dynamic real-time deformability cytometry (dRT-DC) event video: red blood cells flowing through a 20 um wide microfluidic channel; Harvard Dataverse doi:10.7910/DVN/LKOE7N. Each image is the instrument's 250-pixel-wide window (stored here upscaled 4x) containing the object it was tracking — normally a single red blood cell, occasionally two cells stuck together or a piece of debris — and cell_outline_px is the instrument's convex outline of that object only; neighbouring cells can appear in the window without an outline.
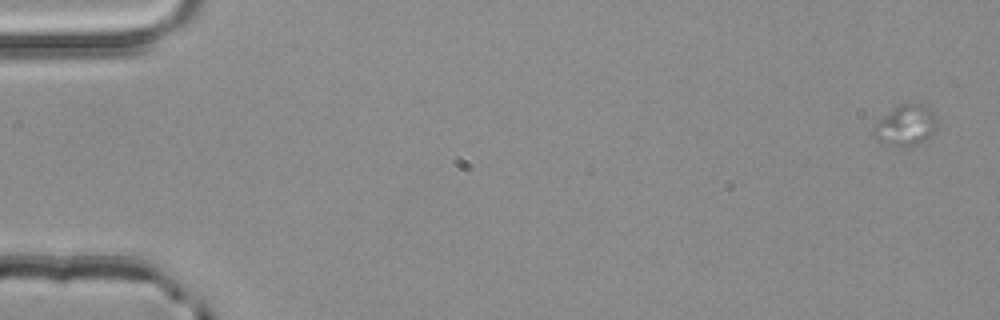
{"species": "common noctule bat (a hibernating species)", "species_latin": "Nyctalus noctula", "temperature_condition": "room temperature", "stored_images_in_passage": 2, "segment_of_instrument_passage": [2, 2], "camera_frame_rate_fps": 3000, "um_per_image_px": 0.085, "animal": {"sex": "male", "body_mass_g": 20.4}, "frame": {"image": 1, "passage_image": 2, "time_ms": 0.333, "image_size_px": [1000, 320], "cell_outline_px": [[936, 128], [932, 136], [916, 144], [900, 148], [880, 144], [876, 140], [872, 132], [872, 128], [892, 108], [908, 100], [924, 104], [932, 108], [936, 112]], "centroid_in_image_um": [77.0, 10.63], "position_along_channel_um": 8.0, "area_um2": 15.84}}